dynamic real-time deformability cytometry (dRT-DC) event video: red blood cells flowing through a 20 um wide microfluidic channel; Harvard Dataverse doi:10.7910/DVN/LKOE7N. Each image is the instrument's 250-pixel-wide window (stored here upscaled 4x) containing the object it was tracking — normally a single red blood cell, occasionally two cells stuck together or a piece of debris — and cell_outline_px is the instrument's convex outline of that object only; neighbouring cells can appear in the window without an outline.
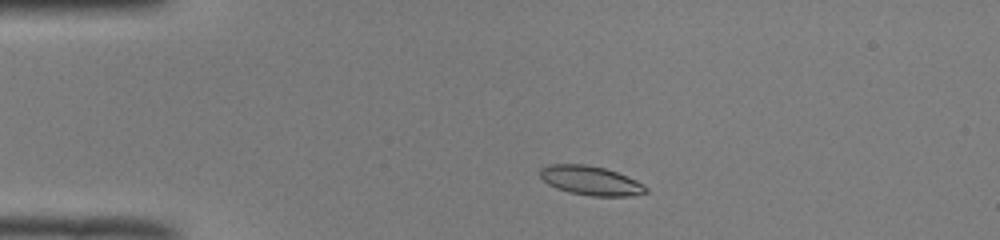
{"species": "common noctule bat (a hibernating species)", "species_latin": "Nyctalus noctula", "temperature_condition": "room temperature", "stored_images_in_passage": 45, "camera_frame_rate_fps": 3000, "um_per_image_px": 0.085, "animal": {"sex": "male", "body_mass_g": 19.0, "forearm_length_mm": 50.8}, "frame": {"image": 1, "passage_image": 5, "time_ms": 1.333, "image_size_px": [1000, 240], "cell_outline_px": [[648, 192], [624, 196], [592, 196], [568, 192], [556, 188], [548, 184], [540, 176], [540, 168], [548, 164], [584, 164], [604, 168], [616, 172], [636, 180], [648, 188]], "centroid_in_image_um": [50.17, 15.34], "position_along_channel_um": 34.8, "area_um2": 17.86}}
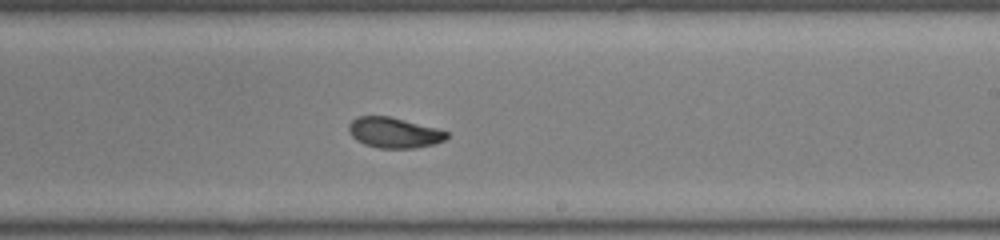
{"frame": {"image": 2, "passage_image": 25, "time_ms": 8.0, "image_size_px": [1000, 240], "cell_outline_px": [[448, 136], [444, 140], [432, 144], [412, 148], [380, 148], [364, 144], [356, 140], [348, 132], [348, 124], [356, 116], [388, 116], [404, 120], [448, 132]], "centroid_in_image_um": [33.42, 11.27], "position_along_channel_um": 255.6, "area_um2": 17.11}}
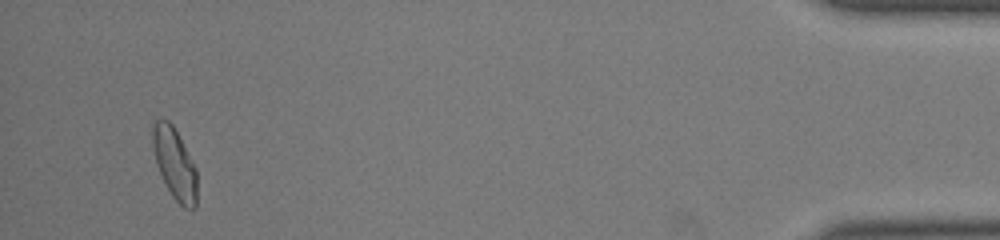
{"frame": {"image": 3, "passage_image": 43, "time_ms": 14.0, "image_size_px": [1000, 240], "cell_outline_px": [[196, 208], [184, 208], [172, 196], [156, 164], [152, 144], [152, 124], [160, 116], [168, 120], [172, 124], [196, 168]], "centroid_in_image_um": [14.82, 13.86], "position_along_channel_um": 420.4, "area_um2": 18.21}, "authors_computed_cell_mechanics": {"area_um2": 17.8602, "velocity_mm_per_s": 3.9805, "shape_relaxation_time_tau1_ms": 3.2681, "shape_relaxation_time_tau2_ms": 1.704, "deformation_change_tau1": 0.121, "deformation_change_tau2": 0.0638}}